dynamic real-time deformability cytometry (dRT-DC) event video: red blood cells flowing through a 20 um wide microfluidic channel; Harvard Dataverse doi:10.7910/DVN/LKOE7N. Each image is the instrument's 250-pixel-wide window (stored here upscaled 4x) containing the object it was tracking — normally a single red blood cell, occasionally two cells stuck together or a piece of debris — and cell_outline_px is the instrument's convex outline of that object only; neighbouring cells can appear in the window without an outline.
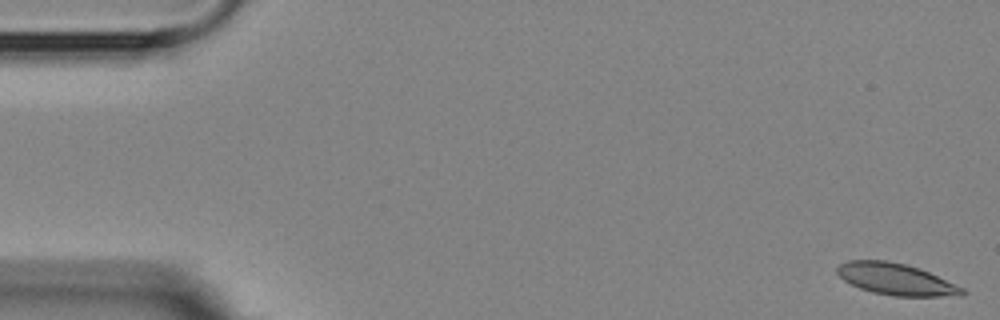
{"species": "Egyptian fruit bat (a non-hibernating species)", "species_latin": "Rousettus aegyptiacus", "temperature_condition": "room temperature", "stored_images_in_passage": 9, "camera_frame_rate_fps": 3000, "um_per_image_px": 0.085, "animal": {"sex": "female"}, "frame": {"image": 1, "passage_image": 1, "time_ms": 0.0, "image_size_px": [1000, 320], "cell_outline_px": [[968, 292], [964, 296], [892, 296], [872, 292], [860, 288], [844, 280], [836, 272], [836, 268], [840, 264], [848, 260], [884, 260], [904, 264], [920, 268], [964, 288]], "centroid_in_image_um": [76.19, 23.74], "position_along_channel_um": 8.8, "area_um2": 23.06}}
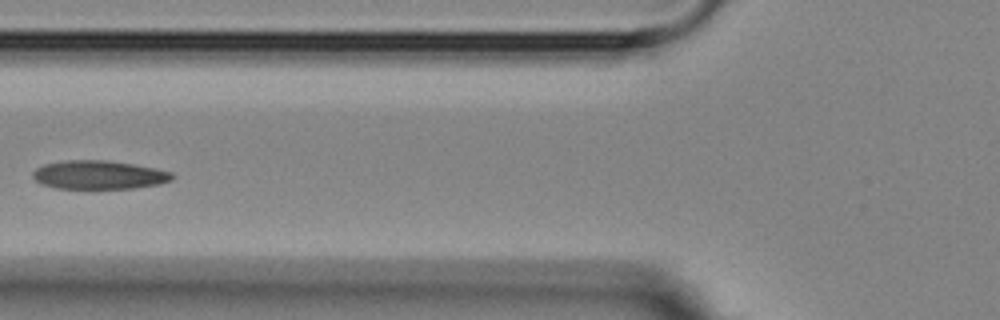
{"frame": {"image": 2, "passage_image": 6, "time_ms": 6.667, "image_size_px": [1000, 320], "cell_outline_px": [[176, 176], [172, 180], [160, 184], [132, 188], [56, 188], [40, 184], [32, 176], [32, 172], [36, 168], [44, 164], [68, 160], [108, 160], [156, 168], [172, 172]], "centroid_in_image_um": [8.42, 14.86], "position_along_channel_um": 117.4, "area_um2": 23.29}}
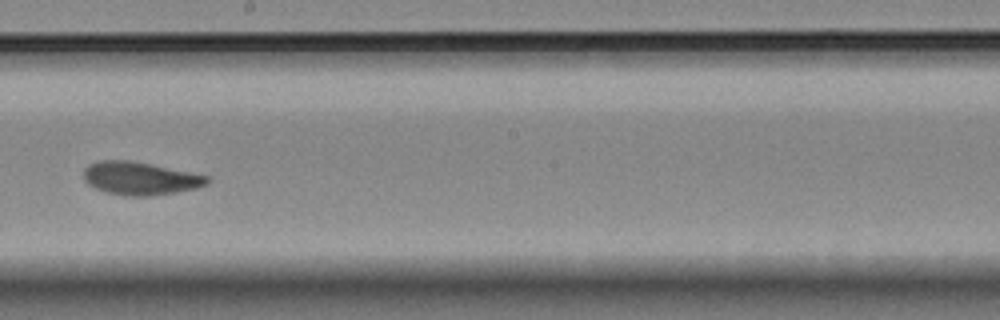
{"frame": {"image": 3, "passage_image": 9, "time_ms": 10.0, "image_size_px": [1000, 320], "cell_outline_px": [[212, 180], [208, 184], [196, 188], [176, 192], [148, 196], [124, 196], [104, 192], [88, 184], [84, 180], [84, 168], [88, 164], [100, 160], [128, 160], [208, 176]], "centroid_in_image_um": [11.88, 15.17], "position_along_channel_um": 236.3, "area_um2": 23.64}}